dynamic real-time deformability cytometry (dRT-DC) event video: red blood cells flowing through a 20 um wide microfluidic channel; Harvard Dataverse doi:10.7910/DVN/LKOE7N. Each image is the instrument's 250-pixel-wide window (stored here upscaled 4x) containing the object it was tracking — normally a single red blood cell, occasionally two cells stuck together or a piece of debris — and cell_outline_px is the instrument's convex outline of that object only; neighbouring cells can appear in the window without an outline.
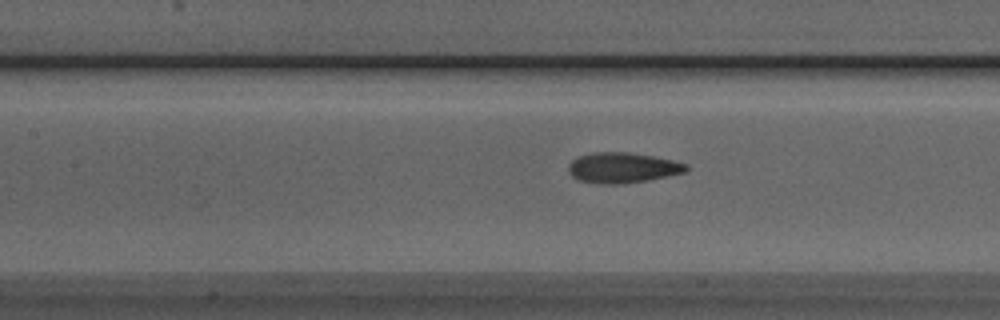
{"species": "Egyptian fruit bat (a non-hibernating species)", "species_latin": "Rousettus aegyptiacus", "temperature_condition": "room temperature", "stored_images_in_passage": 35, "camera_frame_rate_fps": 3000, "um_per_image_px": 0.085, "animal": {"sex": "male"}, "frame": {"image": 1, "passage_image": 16, "time_ms": 5.0, "image_size_px": [1000, 320], "cell_outline_px": [[688, 168], [684, 172], [648, 180], [624, 184], [600, 184], [580, 180], [572, 176], [568, 172], [568, 164], [576, 156], [592, 152], [628, 152], [652, 156], [672, 160], [688, 164]], "centroid_in_image_um": [52.87, 14.25], "position_along_channel_um": 154.5, "area_um2": 20.92}}
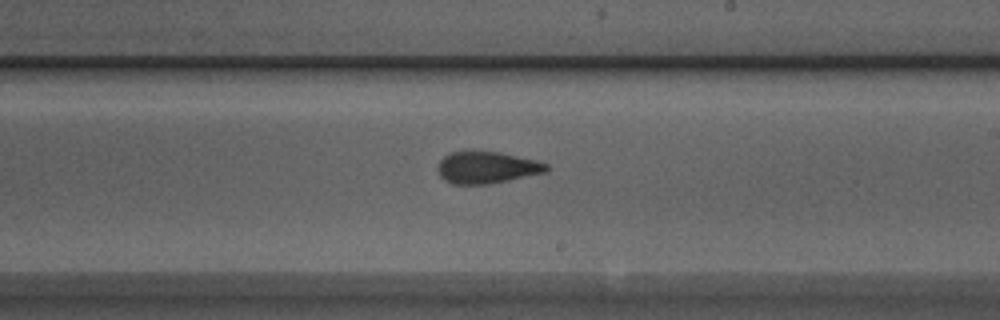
{"frame": {"image": 2, "passage_image": 23, "time_ms": 7.333, "image_size_px": [1000, 320], "cell_outline_px": [[548, 172], [488, 184], [452, 184], [440, 176], [436, 168], [440, 160], [444, 156], [452, 152], [464, 148], [472, 148], [500, 152], [540, 160], [548, 164]], "centroid_in_image_um": [41.37, 14.18], "position_along_channel_um": 247.6, "area_um2": 21.04}}
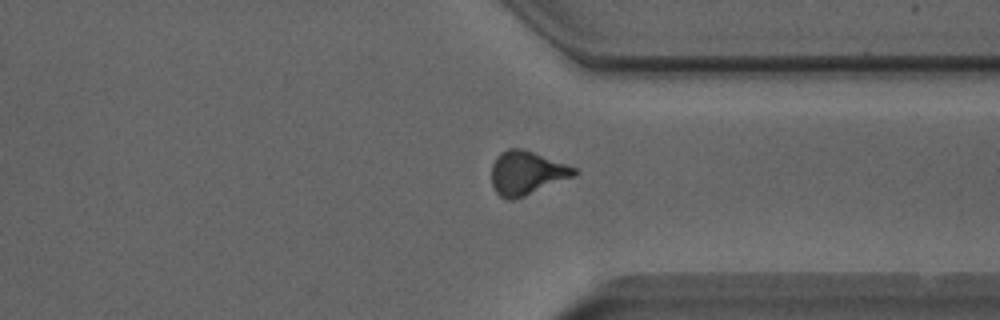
{"frame": {"image": 3, "passage_image": 32, "time_ms": 10.333, "image_size_px": [1000, 320], "cell_outline_px": [[580, 172], [576, 176], [524, 196], [512, 200], [508, 200], [500, 196], [496, 192], [492, 184], [492, 164], [496, 156], [500, 152], [508, 148], [524, 148], [576, 168]], "centroid_in_image_um": [44.77, 14.69], "position_along_channel_um": 366.6, "area_um2": 21.21}}